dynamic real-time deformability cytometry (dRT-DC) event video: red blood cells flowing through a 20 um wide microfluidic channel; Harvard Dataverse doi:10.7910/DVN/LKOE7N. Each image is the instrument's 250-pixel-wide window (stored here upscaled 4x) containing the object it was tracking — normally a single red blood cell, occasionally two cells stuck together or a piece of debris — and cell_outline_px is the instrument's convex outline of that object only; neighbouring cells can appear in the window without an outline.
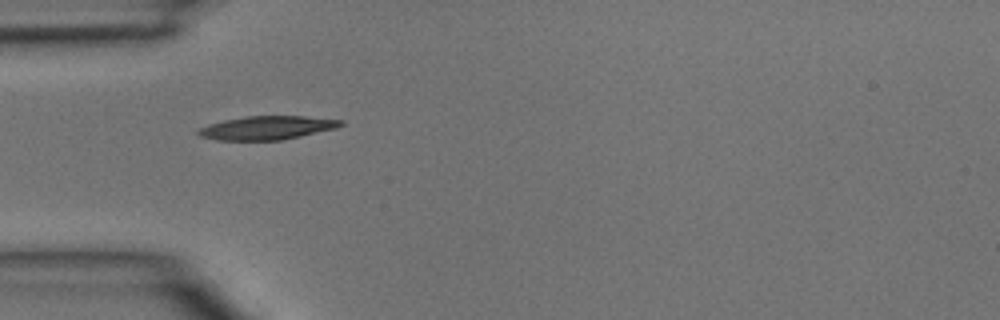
{"species": "common noctule bat (a hibernating species)", "species_latin": "Nyctalus noctula", "temperature_condition": "room temperature", "stored_images_in_passage": 32, "segment_of_instrument_passage": [1, 2], "camera_frame_rate_fps": 3000, "um_per_image_px": 0.085, "animal": {"sex": "male", "body_mass_g": 15.6}, "frame": {"image": 1, "passage_image": 1, "time_ms": 0.0, "image_size_px": [1000, 320], "cell_outline_px": [[344, 124], [336, 128], [300, 136], [280, 140], [216, 140], [200, 136], [196, 132], [200, 128], [208, 124], [224, 120], [244, 116], [304, 116], [344, 120]], "centroid_in_image_um": [22.69, 10.86], "position_along_channel_um": 62.3, "area_um2": 19.54}}
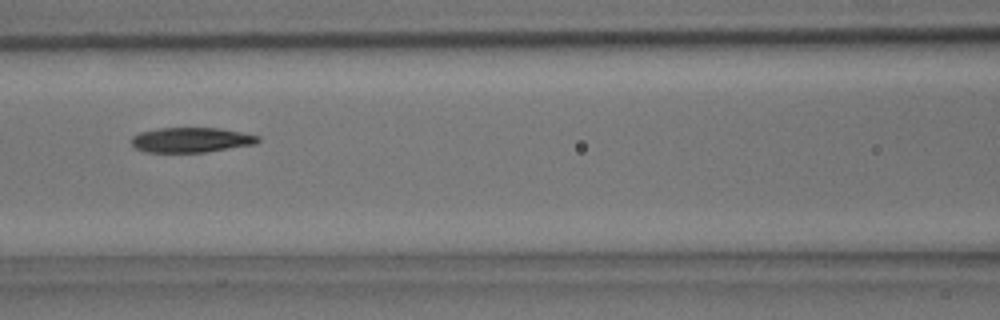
{"frame": {"image": 2, "passage_image": 7, "time_ms": 2.0, "image_size_px": [1000, 320], "cell_outline_px": [[260, 140], [256, 144], [204, 152], [148, 152], [136, 148], [132, 144], [132, 136], [140, 132], [160, 128], [220, 128], [260, 136]], "centroid_in_image_um": [16.26, 11.89], "position_along_channel_um": 150.3, "area_um2": 18.26}}
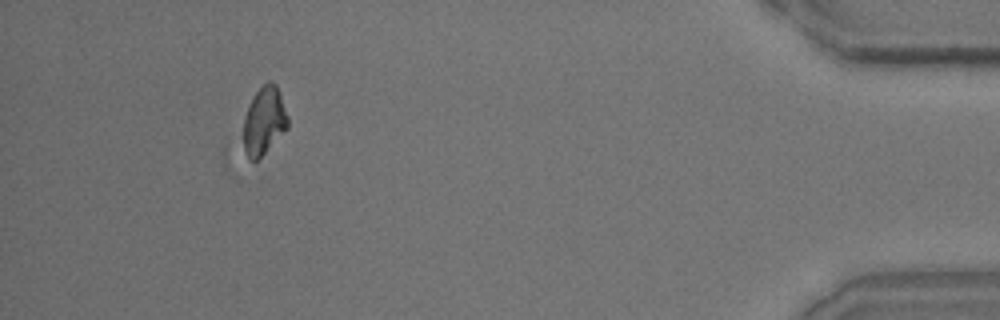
{"frame": {"image": 3, "passage_image": 29, "time_ms": 9.333, "image_size_px": [1000, 320], "cell_outline_px": [[288, 128], [256, 160], [224, 164], [220, 156], [224, 144], [256, 92], [268, 80], [276, 84], [280, 92], [288, 116]], "centroid_in_image_um": [21.85, 10.75], "position_along_channel_um": 413.3, "area_um2": 23.0}}